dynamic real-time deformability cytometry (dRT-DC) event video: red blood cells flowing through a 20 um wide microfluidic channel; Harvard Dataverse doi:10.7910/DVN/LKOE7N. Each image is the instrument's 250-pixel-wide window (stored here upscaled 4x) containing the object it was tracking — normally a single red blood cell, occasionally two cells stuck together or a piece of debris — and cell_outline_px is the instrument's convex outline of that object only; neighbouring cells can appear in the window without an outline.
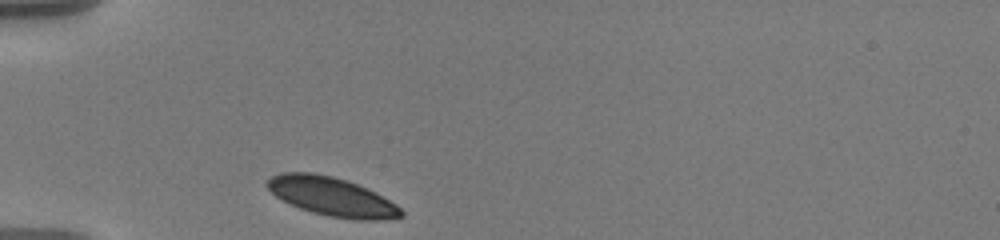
{"species": "human", "species_latin": "Homo sapiens", "temperature_condition": "warm", "stored_images_in_passage": 33, "camera_frame_rate_fps": 3000, "um_per_image_px": 0.085, "donor": {"sex": "male"}, "frame": {"image": 1, "passage_image": 1, "time_ms": 0.0, "image_size_px": [1000, 240], "cell_outline_px": [[404, 216], [376, 220], [356, 220], [328, 216], [312, 212], [300, 208], [276, 196], [264, 184], [272, 176], [284, 172], [312, 172], [332, 176], [356, 184], [396, 204], [404, 212]], "centroid_in_image_um": [28.18, 16.71], "position_along_channel_um": 56.8, "area_um2": 29.71}}
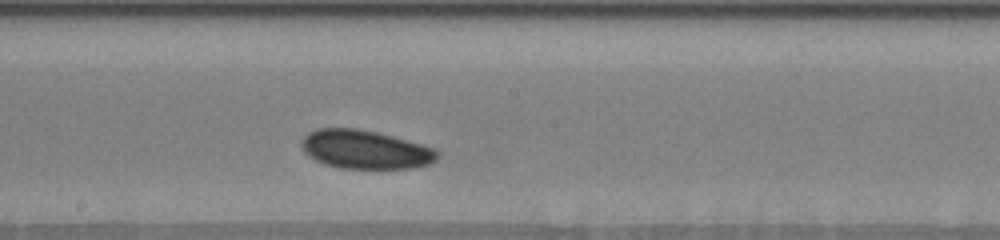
{"frame": {"image": 2, "passage_image": 16, "time_ms": 5.0, "image_size_px": [1000, 240], "cell_outline_px": [[440, 152], [436, 160], [428, 164], [412, 168], [340, 168], [324, 164], [308, 156], [304, 152], [300, 140], [308, 132], [316, 128], [356, 128], [376, 132], [392, 136], [436, 148]], "centroid_in_image_um": [31.03, 12.7], "position_along_channel_um": 217.2, "area_um2": 30.69}}
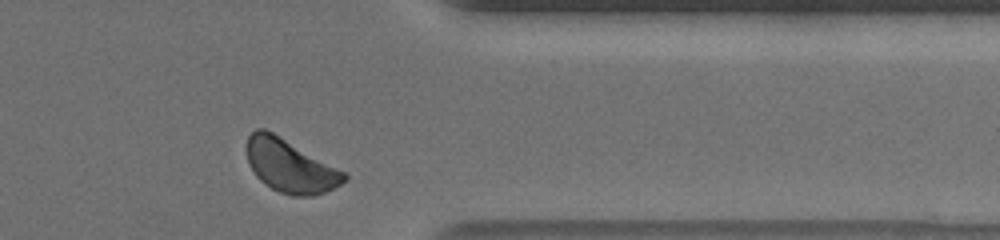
{"frame": {"image": 3, "passage_image": 31, "time_ms": 10.0, "image_size_px": [1000, 240], "cell_outline_px": [[348, 176], [340, 184], [324, 192], [312, 196], [292, 196], [280, 192], [272, 188], [260, 180], [256, 176], [248, 164], [244, 148], [248, 136], [256, 128], [264, 128], [272, 132], [348, 172]], "centroid_in_image_um": [24.64, 14.09], "position_along_channel_um": 386.8, "area_um2": 30.4}, "authors_computed_cell_mechanics": {"area_um2": 30.2872, "velocity_mm_per_s": 3.4926, "shape_relaxation_time_tau1_ms": 1.0914, "shape_relaxation_time_tau2_ms": null, "deformation_change_tau1": 0.0365, "deformation_change_tau2": null}}